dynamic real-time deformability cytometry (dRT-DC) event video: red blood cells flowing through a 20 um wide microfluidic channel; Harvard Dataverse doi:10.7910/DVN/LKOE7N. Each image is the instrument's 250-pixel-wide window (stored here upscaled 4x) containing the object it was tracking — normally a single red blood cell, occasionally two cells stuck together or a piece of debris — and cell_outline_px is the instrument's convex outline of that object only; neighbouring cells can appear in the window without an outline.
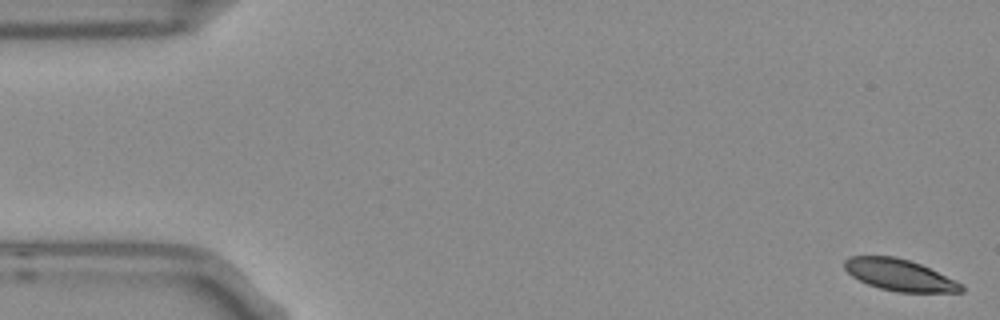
{"species": "Egyptian fruit bat (a non-hibernating species)", "species_latin": "Rousettus aegyptiacus", "temperature_condition": "room temperature", "stored_images_in_passage": 5, "camera_frame_rate_fps": 3000, "um_per_image_px": 0.085, "frame": {"image": 1, "passage_image": 1, "time_ms": 0.0, "image_size_px": [1000, 320], "cell_outline_px": [[964, 292], [896, 292], [880, 288], [868, 284], [852, 276], [844, 268], [844, 260], [852, 256], [896, 256], [920, 264], [960, 284], [964, 288]], "centroid_in_image_um": [76.4, 23.37], "position_along_channel_um": 8.6, "area_um2": 21.04}}
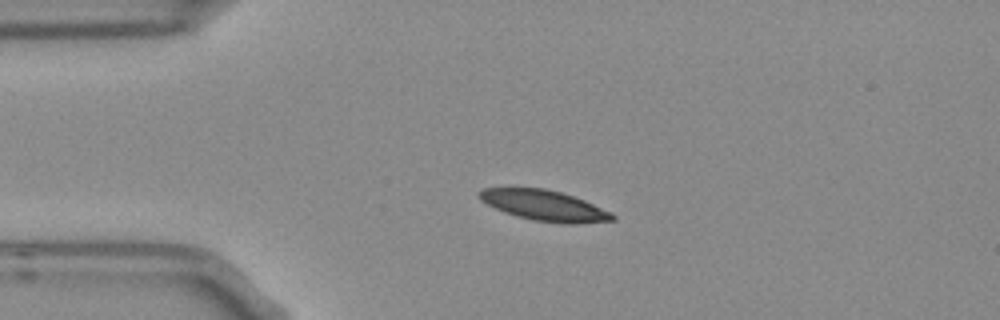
{"frame": {"image": 2, "passage_image": 4, "time_ms": 1.0, "image_size_px": [1000, 320], "cell_outline_px": [[616, 220], [576, 224], [564, 224], [532, 220], [504, 212], [480, 200], [476, 196], [476, 192], [484, 188], [544, 188], [560, 192], [584, 200], [612, 212], [616, 216]], "centroid_in_image_um": [46.28, 17.47], "position_along_channel_um": 38.7, "area_um2": 23.76}}